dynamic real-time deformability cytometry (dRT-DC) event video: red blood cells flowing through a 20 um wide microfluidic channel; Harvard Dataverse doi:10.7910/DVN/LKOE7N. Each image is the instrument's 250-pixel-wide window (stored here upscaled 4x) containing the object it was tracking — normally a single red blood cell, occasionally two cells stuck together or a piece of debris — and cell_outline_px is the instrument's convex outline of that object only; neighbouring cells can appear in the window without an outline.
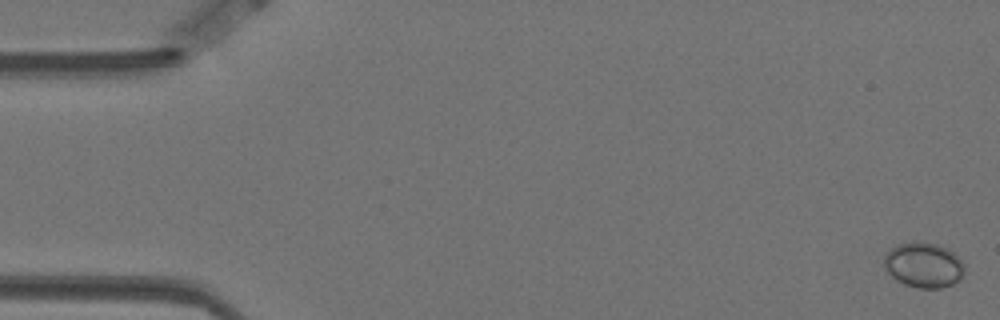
{"species": "Egyptian fruit bat (a non-hibernating species)", "species_latin": "Rousettus aegyptiacus", "temperature_condition": "warm", "stored_images_in_passage": 32, "camera_frame_rate_fps": 3000, "um_per_image_px": 0.085, "animal": {"sex": "female"}, "frame": {"image": 1, "passage_image": 1, "time_ms": 0.0, "image_size_px": [1000, 320], "cell_outline_px": [[964, 272], [960, 280], [952, 284], [940, 288], [920, 288], [904, 284], [896, 280], [884, 268], [884, 256], [892, 248], [900, 244], [916, 240], [936, 244], [948, 248], [964, 264]], "centroid_in_image_um": [78.51, 22.52], "position_along_channel_um": 6.5, "area_um2": 21.15}}
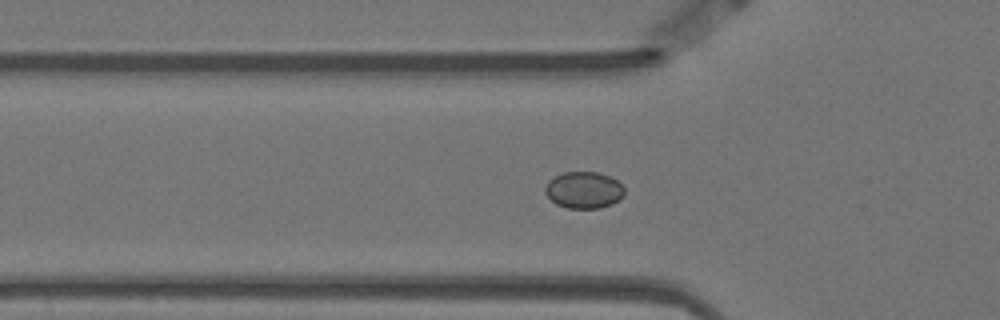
{"frame": {"image": 2, "passage_image": 19, "time_ms": 6.0, "image_size_px": [1000, 320], "cell_outline_px": [[624, 196], [620, 200], [612, 204], [600, 208], [568, 208], [556, 204], [544, 192], [544, 188], [548, 180], [564, 172], [600, 172], [616, 180], [624, 188]], "centroid_in_image_um": [49.63, 16.16], "position_along_channel_um": 76.2, "area_um2": 16.99}}
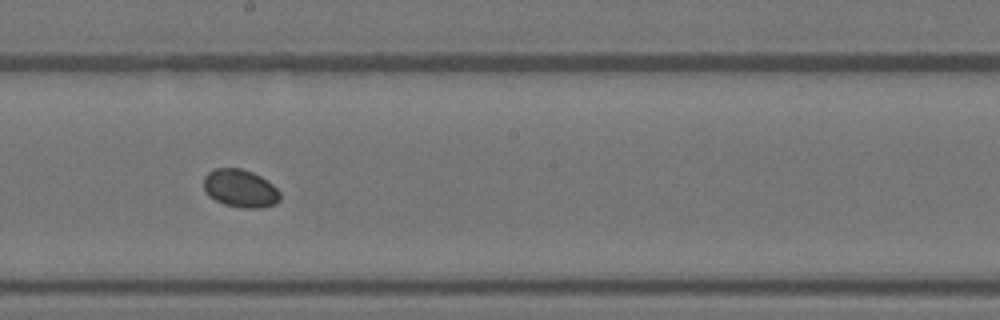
{"frame": {"image": 3, "passage_image": 32, "time_ms": 10.333, "image_size_px": [1000, 320], "cell_outline_px": [[280, 200], [276, 204], [260, 208], [240, 208], [224, 204], [208, 196], [204, 188], [204, 176], [208, 172], [216, 168], [240, 168], [252, 172], [260, 176], [272, 184], [280, 192]], "centroid_in_image_um": [20.42, 16.02], "position_along_channel_um": 227.8, "area_um2": 16.94}}